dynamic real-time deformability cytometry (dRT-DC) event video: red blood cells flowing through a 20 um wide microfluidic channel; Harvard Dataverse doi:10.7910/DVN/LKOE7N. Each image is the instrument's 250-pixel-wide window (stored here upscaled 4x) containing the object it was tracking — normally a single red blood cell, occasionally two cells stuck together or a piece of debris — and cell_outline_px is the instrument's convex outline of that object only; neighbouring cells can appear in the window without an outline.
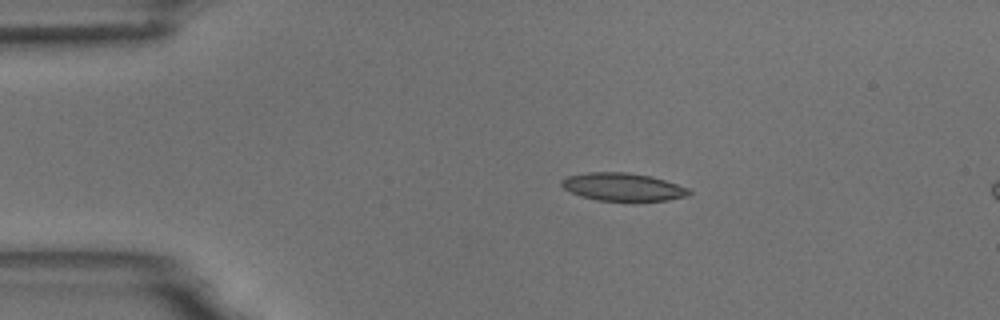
{"species": "common noctule bat (a hibernating species)", "species_latin": "Nyctalus noctula", "temperature_condition": "room temperature", "stored_images_in_passage": 4, "camera_frame_rate_fps": 3000, "um_per_image_px": 0.085, "animal": {"sex": "male", "body_mass_g": 18.8}, "frame": {"image": 1, "passage_image": 2, "time_ms": 1.333, "image_size_px": [1000, 320], "cell_outline_px": [[692, 192], [688, 196], [668, 200], [596, 200], [580, 196], [564, 188], [560, 184], [560, 180], [568, 176], [588, 172], [624, 172], [652, 176], [688, 188]], "centroid_in_image_um": [52.93, 15.88], "position_along_channel_um": 32.1, "area_um2": 20.52}}